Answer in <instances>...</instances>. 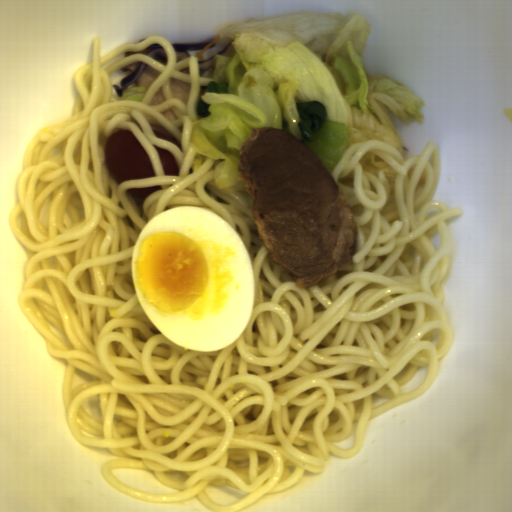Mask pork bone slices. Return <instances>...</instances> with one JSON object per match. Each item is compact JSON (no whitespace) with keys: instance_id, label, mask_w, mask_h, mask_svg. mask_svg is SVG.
<instances>
[{"instance_id":"obj_1","label":"pork bone slices","mask_w":512,"mask_h":512,"mask_svg":"<svg viewBox=\"0 0 512 512\" xmlns=\"http://www.w3.org/2000/svg\"><path fill=\"white\" fill-rule=\"evenodd\" d=\"M250 128L237 179L254 199L257 235L269 257L302 289L353 264L355 217L322 159L285 130Z\"/></svg>"}]
</instances>
